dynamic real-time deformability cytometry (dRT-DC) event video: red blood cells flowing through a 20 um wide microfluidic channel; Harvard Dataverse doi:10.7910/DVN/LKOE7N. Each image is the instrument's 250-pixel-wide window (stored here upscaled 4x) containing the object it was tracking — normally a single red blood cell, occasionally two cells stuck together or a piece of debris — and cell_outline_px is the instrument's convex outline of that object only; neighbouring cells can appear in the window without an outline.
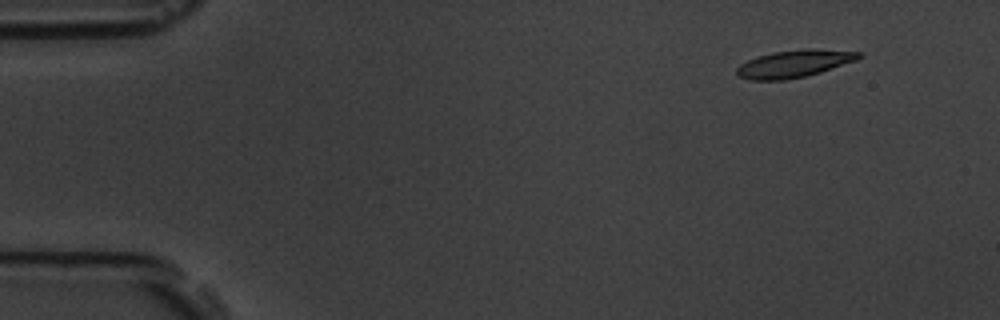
{"species": "common noctule bat (a hibernating species)", "species_latin": "Nyctalus noctula", "temperature_condition": "room temperature", "stored_images_in_passage": 16, "segment_of_instrument_passage": [1, 2], "camera_frame_rate_fps": 3000, "um_per_image_px": 0.085, "animal": {"sex": "male", "body_mass_g": 19.5, "forearm_length_mm": 54.6}, "frame": {"image": 1, "passage_image": 2, "time_ms": 0.333, "image_size_px": [1000, 320], "cell_outline_px": [[864, 56], [856, 60], [820, 72], [804, 76], [784, 80], [752, 80], [736, 76], [736, 68], [740, 64], [748, 60], [772, 52], [860, 52]], "centroid_in_image_um": [67.37, 5.49], "position_along_channel_um": 17.6, "area_um2": 18.03}}
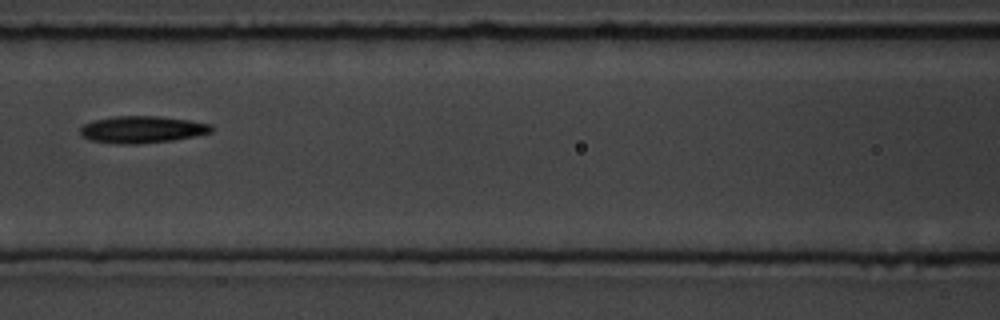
{"frame": {"image": 2, "passage_image": 7, "time_ms": 2.0, "image_size_px": [1000, 320], "cell_outline_px": [[212, 132], [196, 136], [172, 140], [140, 144], [116, 144], [92, 140], [84, 136], [80, 132], [80, 128], [84, 124], [92, 120], [112, 116], [160, 116], [188, 120], [212, 124]], "centroid_in_image_um": [12.08, 11.0], "position_along_channel_um": 154.5, "area_um2": 20.69}}
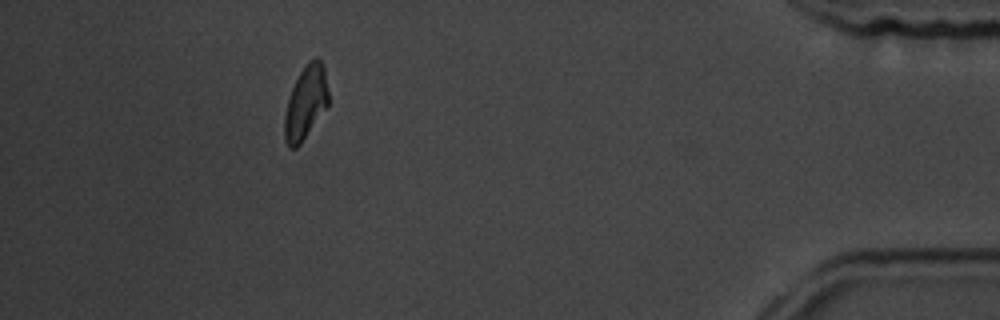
{"frame": {"image": 3, "passage_image": 14, "time_ms": 4.333, "image_size_px": [1000, 320], "cell_outline_px": [[328, 104], [300, 144], [296, 148], [288, 148], [284, 140], [284, 116], [288, 100], [292, 88], [300, 72], [308, 60], [316, 56], [320, 60], [324, 68], [328, 92]], "centroid_in_image_um": [25.96, 8.72], "position_along_channel_um": 409.2, "area_um2": 18.55}}